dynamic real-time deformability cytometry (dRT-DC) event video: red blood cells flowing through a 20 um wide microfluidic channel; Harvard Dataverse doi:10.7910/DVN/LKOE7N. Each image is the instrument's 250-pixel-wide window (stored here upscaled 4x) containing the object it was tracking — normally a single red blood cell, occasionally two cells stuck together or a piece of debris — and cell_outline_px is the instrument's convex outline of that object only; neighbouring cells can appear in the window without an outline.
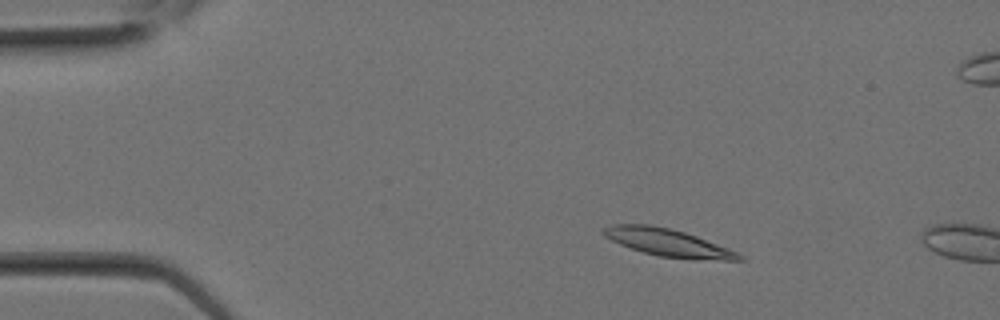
{"species": "Egyptian fruit bat (a non-hibernating species)", "species_latin": "Rousettus aegyptiacus", "temperature_condition": "room temperature", "stored_images_in_passage": 3, "camera_frame_rate_fps": 3000, "um_per_image_px": 0.085, "animal": {"sex": "female"}, "frame": {"image": 1, "passage_image": 1, "time_ms": 0.0, "image_size_px": [1000, 320], "cell_outline_px": [[744, 260], [692, 260], [660, 256], [644, 252], [620, 244], [604, 236], [600, 232], [608, 224], [648, 224], [672, 228], [696, 236], [728, 248], [744, 256]], "centroid_in_image_um": [56.77, 20.62], "position_along_channel_um": 28.2, "area_um2": 21.79}}